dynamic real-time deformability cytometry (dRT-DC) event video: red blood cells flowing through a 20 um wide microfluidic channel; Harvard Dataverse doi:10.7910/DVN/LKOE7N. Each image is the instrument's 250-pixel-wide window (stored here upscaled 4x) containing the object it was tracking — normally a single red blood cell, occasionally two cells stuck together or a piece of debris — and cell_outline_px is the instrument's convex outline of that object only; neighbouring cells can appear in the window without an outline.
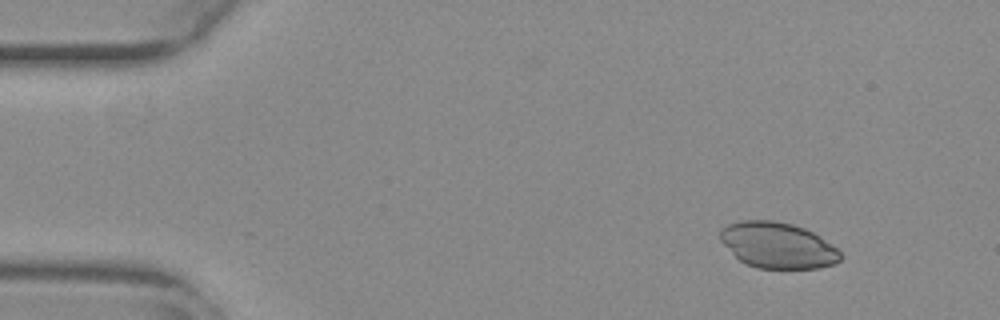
{"species": "common noctule bat (a hibernating species)", "species_latin": "Nyctalus noctula", "temperature_condition": "warm", "stored_images_in_passage": 50, "camera_frame_rate_fps": 3000, "um_per_image_px": 0.085, "animal": {"sex": "female", "body_mass_g": 29.2, "forearm_length_mm": 56.3}, "frame": {"image": 1, "passage_image": 2, "time_ms": 0.333, "image_size_px": [1000, 320], "cell_outline_px": [[840, 260], [836, 264], [820, 268], [756, 268], [740, 260], [720, 240], [720, 228], [728, 224], [740, 220], [772, 220], [792, 224], [804, 228], [820, 236], [836, 248], [840, 252]], "centroid_in_image_um": [66.1, 20.84], "position_along_channel_um": 18.9, "area_um2": 32.02}}